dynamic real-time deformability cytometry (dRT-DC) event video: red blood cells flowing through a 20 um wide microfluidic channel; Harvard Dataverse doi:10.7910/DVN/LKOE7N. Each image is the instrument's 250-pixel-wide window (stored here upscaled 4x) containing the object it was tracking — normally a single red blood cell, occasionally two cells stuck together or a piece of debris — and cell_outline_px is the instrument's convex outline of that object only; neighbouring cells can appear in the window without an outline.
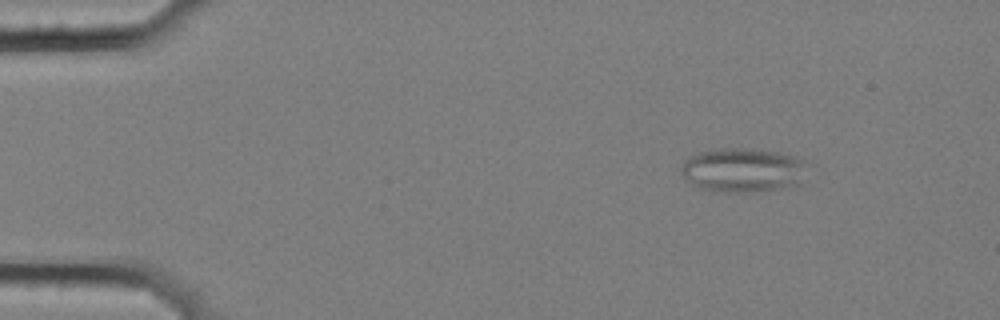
{"species": "common noctule bat (a hibernating species)", "species_latin": "Nyctalus noctula", "temperature_condition": "cold", "stored_images_in_passage": 7, "camera_frame_rate_fps": 3000, "um_per_image_px": 0.085, "animal": {"sex": "female", "body_mass_g": 25.1}, "frame": {"image": 1, "passage_image": 3, "time_ms": 0.667, "image_size_px": [1000, 320], "cell_outline_px": [[804, 160], [800, 184], [752, 192], [712, 192], [696, 184], [684, 176], [680, 172], [680, 168], [684, 160], [700, 152], [720, 148], [744, 148], [776, 152], [796, 156]], "centroid_in_image_um": [63.11, 14.45], "position_along_channel_um": 21.9, "area_um2": 31.85}}